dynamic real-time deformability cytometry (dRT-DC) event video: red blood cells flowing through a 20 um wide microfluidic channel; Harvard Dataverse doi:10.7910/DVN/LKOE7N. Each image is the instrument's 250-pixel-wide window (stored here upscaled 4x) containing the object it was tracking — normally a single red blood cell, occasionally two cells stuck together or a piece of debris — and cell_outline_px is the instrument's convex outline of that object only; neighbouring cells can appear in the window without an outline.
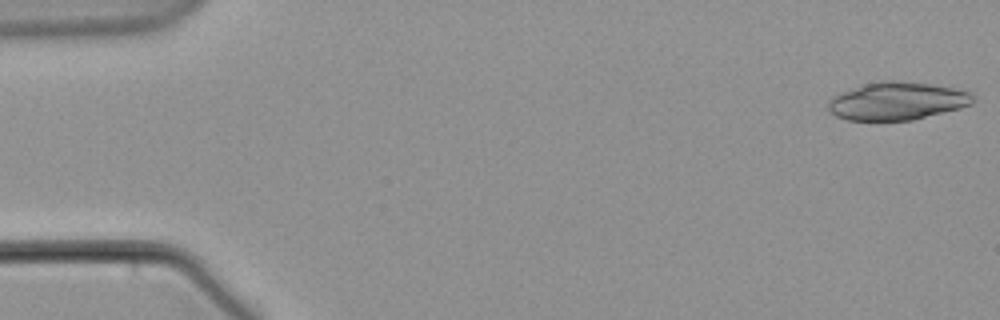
{"species": "common noctule bat (a hibernating species)", "species_latin": "Nyctalus noctula", "temperature_condition": "warm", "stored_images_in_passage": 59, "camera_frame_rate_fps": 3000, "um_per_image_px": 0.085, "animal": {"sex": "male", "body_mass_g": 21.5, "forearm_length_mm": 52.0}, "frame": {"image": 1, "passage_image": 1, "time_ms": 0.0, "image_size_px": [1000, 320], "cell_outline_px": [[972, 104], [960, 108], [912, 120], [848, 120], [836, 116], [828, 108], [828, 100], [832, 96], [840, 92], [860, 84], [880, 80], [892, 80], [928, 84], [956, 88], [968, 92], [972, 96]], "centroid_in_image_um": [76.19, 8.58], "position_along_channel_um": 8.8, "area_um2": 31.91}}